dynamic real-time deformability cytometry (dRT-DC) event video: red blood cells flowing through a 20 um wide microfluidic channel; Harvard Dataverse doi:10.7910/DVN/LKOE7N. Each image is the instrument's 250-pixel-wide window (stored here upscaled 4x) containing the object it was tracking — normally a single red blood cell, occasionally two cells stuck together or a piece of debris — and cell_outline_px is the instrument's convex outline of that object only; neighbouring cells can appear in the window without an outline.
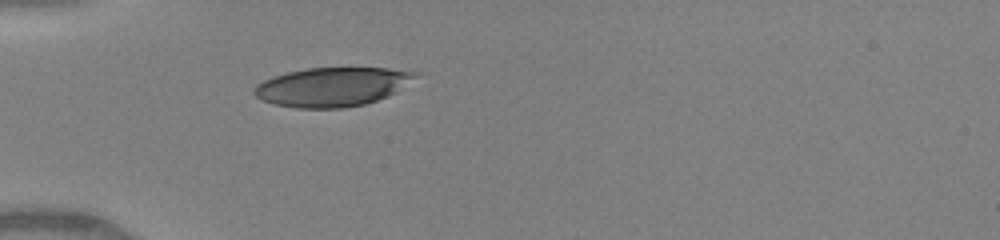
{"species": "human", "species_latin": "Homo sapiens", "temperature_condition": "warm", "stored_images_in_passage": 1, "camera_frame_rate_fps": 3000, "um_per_image_px": 0.085, "donor": {"sex": "female"}, "frame": {"image": 1, "passage_image": 1, "time_ms": 0.0, "image_size_px": [1000, 240], "cell_outline_px": [[420, 72], [416, 76], [396, 92], [388, 96], [364, 104], [344, 108], [296, 108], [276, 104], [264, 100], [256, 96], [252, 92], [252, 88], [256, 84], [264, 80], [288, 72], [308, 68], [388, 68]], "centroid_in_image_um": [28.23, 7.38], "position_along_channel_um": 56.8, "area_um2": 36.36}}